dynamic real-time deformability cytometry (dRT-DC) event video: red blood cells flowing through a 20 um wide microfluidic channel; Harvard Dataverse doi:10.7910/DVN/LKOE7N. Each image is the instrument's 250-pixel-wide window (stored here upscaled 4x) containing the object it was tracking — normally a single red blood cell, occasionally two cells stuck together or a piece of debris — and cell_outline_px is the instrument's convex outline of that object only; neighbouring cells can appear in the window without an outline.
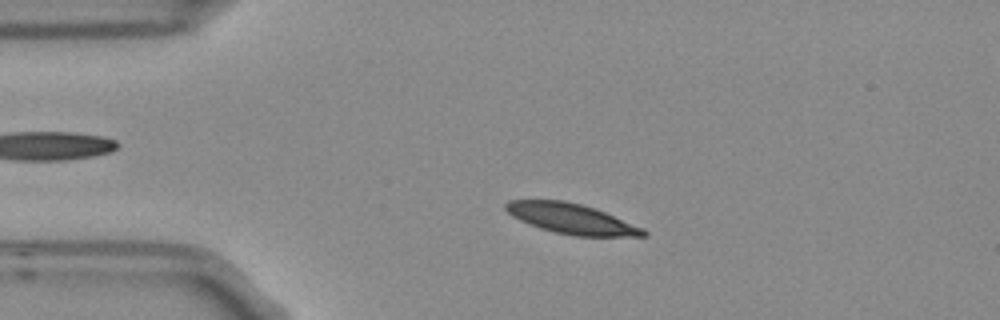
{"species": "Egyptian fruit bat (a non-hibernating species)", "species_latin": "Rousettus aegyptiacus", "temperature_condition": "room temperature", "stored_images_in_passage": 3, "camera_frame_rate_fps": 3000, "um_per_image_px": 0.085, "frame": {"image": 1, "passage_image": 2, "time_ms": 0.333, "image_size_px": [1000, 320], "cell_outline_px": [[648, 236], [576, 236], [556, 232], [540, 228], [528, 224], [512, 216], [504, 208], [504, 204], [508, 200], [564, 200], [580, 204], [604, 212], [644, 228], [648, 232]], "centroid_in_image_um": [48.56, 18.59], "position_along_channel_um": 36.4, "area_um2": 24.04}}